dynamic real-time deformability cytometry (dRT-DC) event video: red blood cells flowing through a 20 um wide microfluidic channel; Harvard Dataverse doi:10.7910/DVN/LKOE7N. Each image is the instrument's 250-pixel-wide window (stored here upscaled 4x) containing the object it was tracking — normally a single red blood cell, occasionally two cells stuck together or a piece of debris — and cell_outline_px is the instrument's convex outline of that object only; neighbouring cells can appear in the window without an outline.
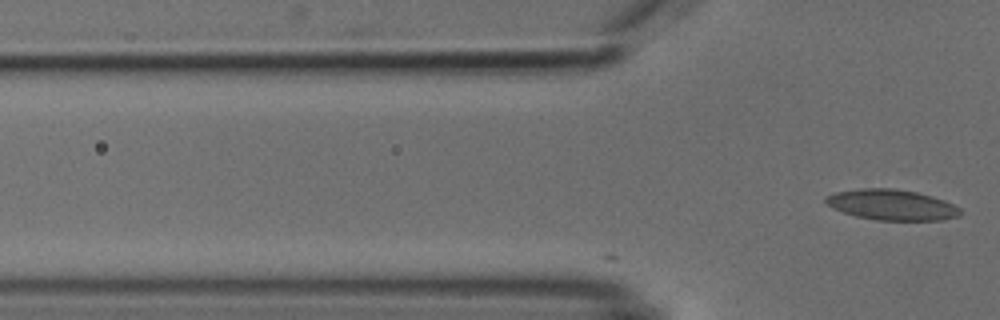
{"species": "common noctule bat (a hibernating species)", "species_latin": "Nyctalus noctula", "temperature_condition": "cold", "stored_images_in_passage": 6, "camera_frame_rate_fps": 3000, "um_per_image_px": 0.085, "animal": {"sex": "male", "body_mass_g": 18.8}, "frame": {"image": 1, "passage_image": 6, "time_ms": 1.667, "image_size_px": [1000, 320], "cell_outline_px": [[960, 216], [940, 220], [876, 220], [856, 216], [832, 208], [824, 204], [824, 196], [836, 192], [860, 188], [892, 188], [916, 192], [932, 196], [944, 200], [960, 208]], "centroid_in_image_um": [75.75, 17.4], "position_along_channel_um": 50.0, "area_um2": 24.04}}